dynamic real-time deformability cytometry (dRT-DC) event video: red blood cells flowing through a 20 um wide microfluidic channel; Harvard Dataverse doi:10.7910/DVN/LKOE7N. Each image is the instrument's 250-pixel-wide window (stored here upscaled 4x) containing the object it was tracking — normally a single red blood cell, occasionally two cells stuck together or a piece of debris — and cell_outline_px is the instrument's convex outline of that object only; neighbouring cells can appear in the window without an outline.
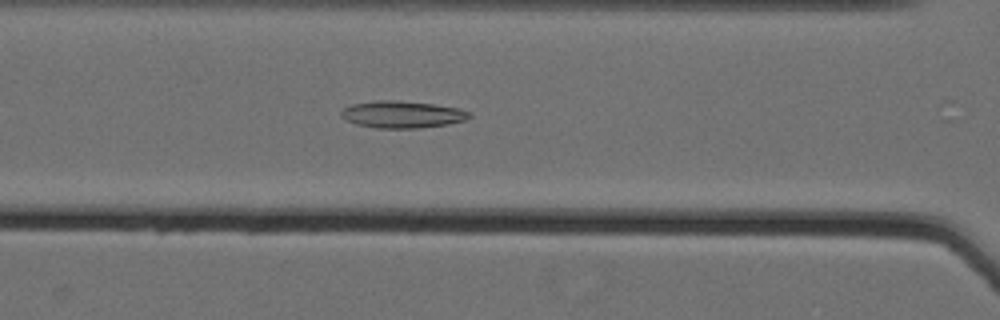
{"species": "Egyptian fruit bat (a non-hibernating species)", "species_latin": "Rousettus aegyptiacus", "temperature_condition": "cold", "stored_images_in_passage": 45, "camera_frame_rate_fps": 3000, "um_per_image_px": 0.085, "animal": {"sex": "female"}, "frame": {"image": 1, "passage_image": 15, "time_ms": 4.667, "image_size_px": [1000, 320], "cell_outline_px": [[472, 116], [464, 120], [448, 124], [420, 128], [376, 128], [356, 124], [340, 116], [340, 112], [344, 108], [352, 104], [376, 100], [396, 100], [432, 104], [460, 108], [472, 112]], "centroid_in_image_um": [34.21, 9.72], "position_along_channel_um": 132.4, "area_um2": 20.23}}
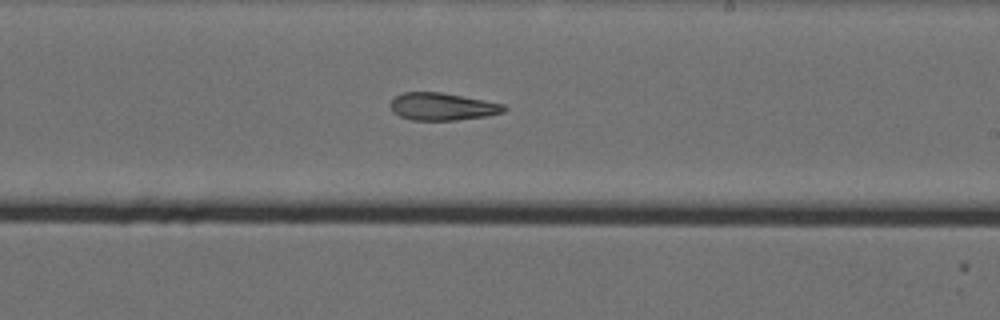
{"frame": {"image": 2, "passage_image": 25, "time_ms": 8.0, "image_size_px": [1000, 320], "cell_outline_px": [[508, 108], [504, 112], [488, 116], [456, 120], [412, 120], [400, 116], [392, 112], [388, 104], [396, 96], [404, 92], [440, 92], [484, 100], [504, 104]], "centroid_in_image_um": [37.59, 9.06], "position_along_channel_um": 251.4, "area_um2": 18.26}}
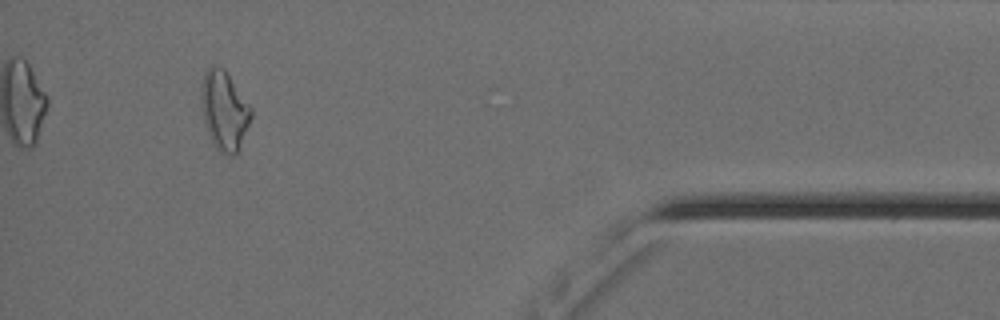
{"frame": {"image": 3, "passage_image": 42, "time_ms": 13.667, "image_size_px": [1000, 320], "cell_outline_px": [[252, 116], [240, 148], [232, 156], [228, 156], [220, 152], [212, 144], [200, 108], [200, 84], [204, 72], [212, 64], [216, 64], [224, 68], [252, 108]], "centroid_in_image_um": [19.03, 9.37], "position_along_channel_um": 416.2, "area_um2": 23.47}, "authors_computed_cell_mechanics": {"area_um2": 19.9988, "velocity_mm_per_s": 3.5722, "shape_relaxation_time_tau1_ms": null, "shape_relaxation_time_tau2_ms": 6.1153, "deformation_change_tau1": null, "deformation_change_tau2": 0.1612}}